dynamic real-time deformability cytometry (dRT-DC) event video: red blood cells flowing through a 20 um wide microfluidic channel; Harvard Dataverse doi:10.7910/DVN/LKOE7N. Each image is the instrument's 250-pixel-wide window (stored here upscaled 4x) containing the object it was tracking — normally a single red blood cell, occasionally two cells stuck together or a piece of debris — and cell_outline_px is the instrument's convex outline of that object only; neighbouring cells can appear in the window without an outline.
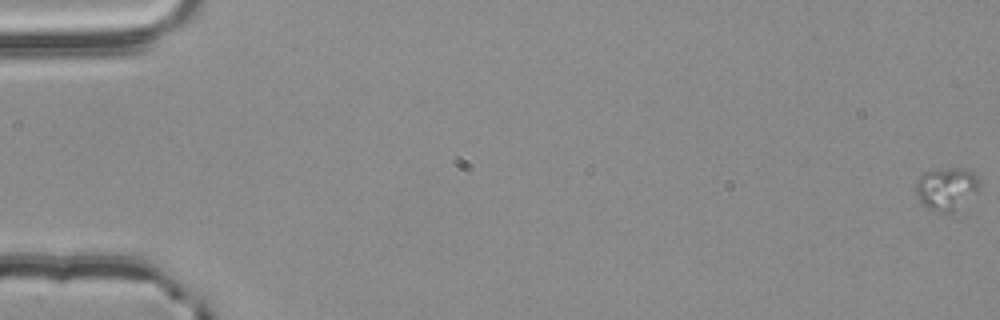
{"species": "common noctule bat (a hibernating species)", "species_latin": "Nyctalus noctula", "temperature_condition": "room temperature", "stored_images_in_passage": 57, "camera_frame_rate_fps": 3000, "um_per_image_px": 0.085, "animal": {"sex": "male", "body_mass_g": 20.4}, "frame": {"image": 1, "passage_image": 1, "time_ms": 0.0, "image_size_px": [1000, 320], "cell_outline_px": [[980, 188], [976, 192], [952, 212], [932, 212], [916, 196], [916, 180], [924, 172], [948, 168], [964, 168], [972, 172], [980, 180]], "centroid_in_image_um": [80.44, 16.02], "position_along_channel_um": 4.6, "area_um2": 15.66}}